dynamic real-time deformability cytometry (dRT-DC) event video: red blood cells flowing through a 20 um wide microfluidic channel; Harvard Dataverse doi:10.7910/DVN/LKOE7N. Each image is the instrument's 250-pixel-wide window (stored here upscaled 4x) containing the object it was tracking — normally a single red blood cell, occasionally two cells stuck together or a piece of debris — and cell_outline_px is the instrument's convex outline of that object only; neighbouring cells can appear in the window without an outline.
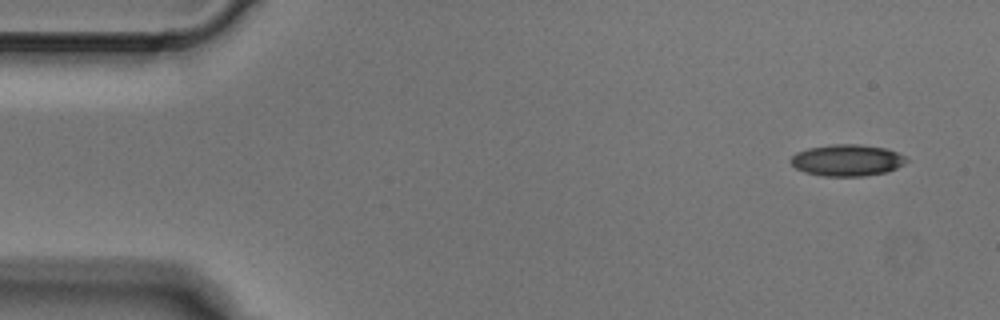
{"species": "Egyptian fruit bat (a non-hibernating species)", "species_latin": "Rousettus aegyptiacus", "temperature_condition": "cold", "stored_images_in_passage": 3, "camera_frame_rate_fps": 3000, "um_per_image_px": 0.085, "animal": {"sex": "male"}, "frame": {"image": 1, "passage_image": 1, "time_ms": 0.0, "image_size_px": [1000, 320], "cell_outline_px": [[908, 160], [904, 164], [888, 172], [864, 176], [824, 176], [804, 172], [796, 168], [788, 160], [796, 152], [808, 148], [832, 144], [860, 144], [884, 148], [896, 152], [904, 156]], "centroid_in_image_um": [71.98, 13.62], "position_along_channel_um": 13.0, "area_um2": 21.33}}